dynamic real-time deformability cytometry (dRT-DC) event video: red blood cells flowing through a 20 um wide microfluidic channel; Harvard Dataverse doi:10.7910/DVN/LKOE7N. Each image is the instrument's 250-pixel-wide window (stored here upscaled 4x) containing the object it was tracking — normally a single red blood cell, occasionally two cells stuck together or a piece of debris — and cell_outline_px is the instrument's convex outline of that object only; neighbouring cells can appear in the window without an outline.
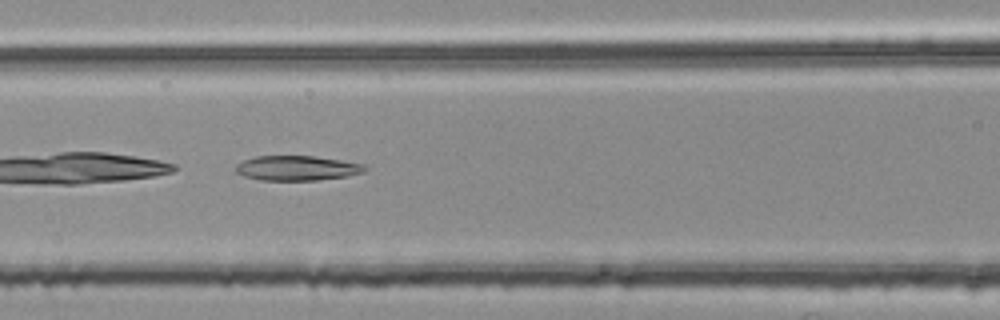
{"species": "common noctule bat (a hibernating species)", "species_latin": "Nyctalus noctula", "temperature_condition": "room temperature", "stored_images_in_passage": 36, "camera_frame_rate_fps": 3000, "um_per_image_px": 0.085, "animal": {"sex": "female", "body_mass_g": 25.1}, "frame": {"image": 1, "passage_image": 6, "time_ms": 1.667, "image_size_px": [1000, 320], "cell_outline_px": [[364, 172], [348, 176], [316, 180], [260, 180], [244, 176], [236, 172], [236, 164], [244, 160], [256, 156], [316, 156], [364, 164]], "centroid_in_image_um": [25.22, 14.29], "position_along_channel_um": 141.4, "area_um2": 18.55}}
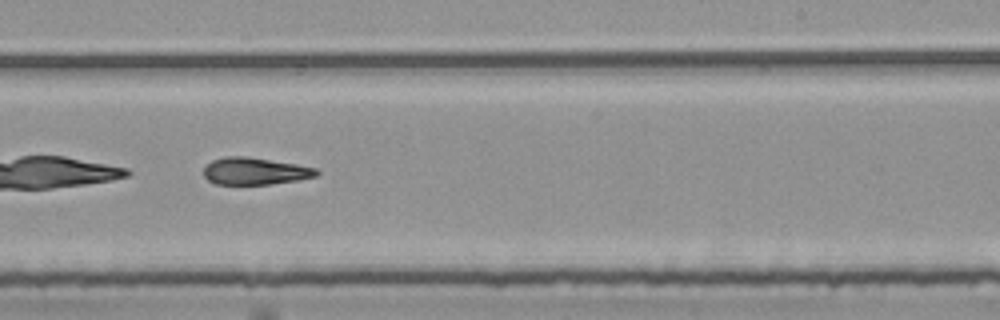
{"frame": {"image": 2, "passage_image": 16, "time_ms": 5.0, "image_size_px": [1000, 320], "cell_outline_px": [[320, 172], [316, 176], [296, 180], [268, 184], [216, 184], [208, 180], [204, 176], [204, 168], [212, 160], [224, 156], [244, 156], [296, 164], [316, 168]], "centroid_in_image_um": [21.65, 14.54], "position_along_channel_um": 267.4, "area_um2": 17.63}}
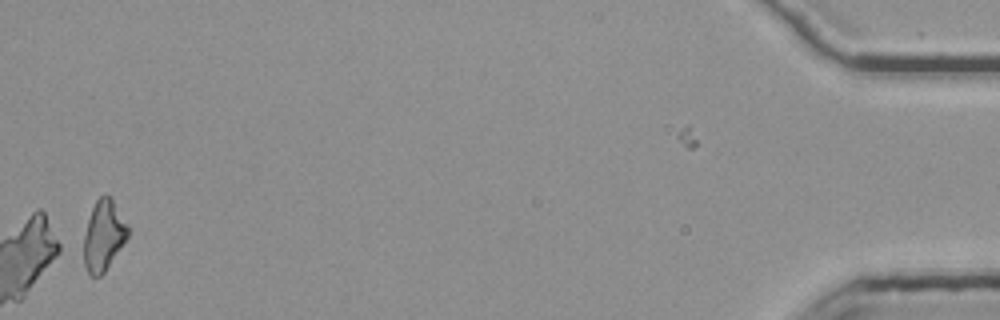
{"frame": {"image": 3, "passage_image": 36, "time_ms": 11.667, "image_size_px": [1000, 320], "cell_outline_px": [[128, 236], [104, 272], [100, 276], [92, 276], [88, 272], [84, 264], [84, 236], [88, 220], [92, 208], [96, 200], [104, 192], [112, 196], [128, 224]], "centroid_in_image_um": [8.82, 19.95], "position_along_channel_um": 426.4, "area_um2": 18.09}}